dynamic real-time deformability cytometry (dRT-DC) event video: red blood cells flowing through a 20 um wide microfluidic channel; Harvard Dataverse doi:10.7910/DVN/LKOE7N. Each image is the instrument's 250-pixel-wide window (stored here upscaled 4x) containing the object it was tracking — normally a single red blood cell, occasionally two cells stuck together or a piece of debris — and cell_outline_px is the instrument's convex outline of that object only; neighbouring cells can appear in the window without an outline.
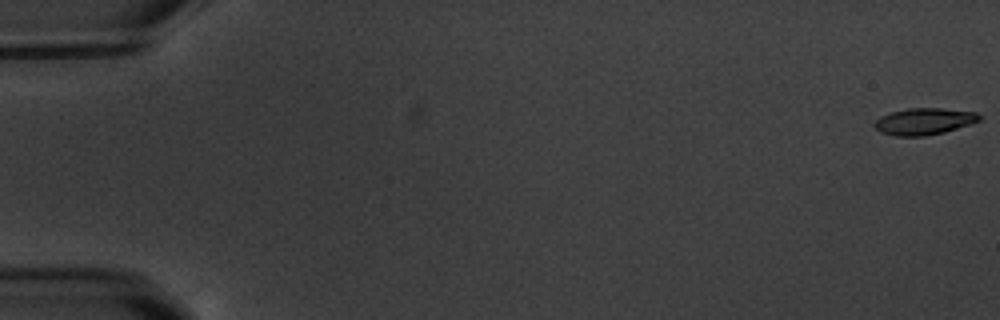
{"species": "common noctule bat (a hibernating species)", "species_latin": "Nyctalus noctula", "temperature_condition": "warm", "stored_images_in_passage": 6, "camera_frame_rate_fps": 3000, "um_per_image_px": 0.085, "animal": {"sex": "male", "body_mass_g": 20.1, "forearm_length_mm": 53.5}, "frame": {"image": 1, "passage_image": 1, "time_ms": 0.0, "image_size_px": [1000, 320], "cell_outline_px": [[980, 120], [944, 132], [924, 136], [896, 136], [880, 132], [872, 124], [880, 116], [892, 112], [908, 108], [940, 108], [976, 112], [980, 116]], "centroid_in_image_um": [78.5, 10.31], "position_along_channel_um": 6.5, "area_um2": 16.13}}
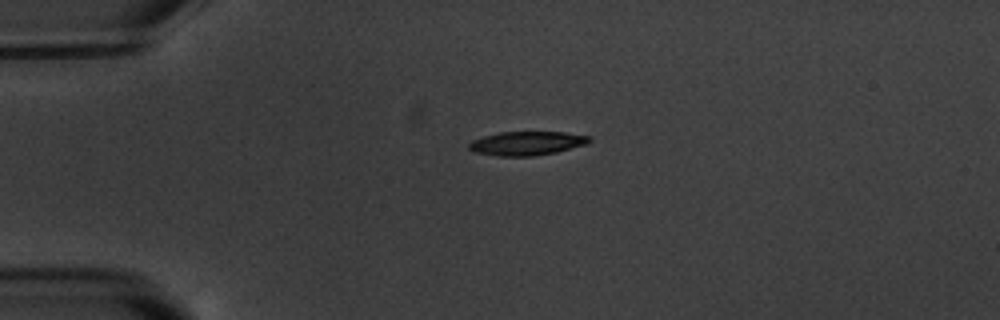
{"frame": {"image": 2, "passage_image": 5, "time_ms": 4.667, "image_size_px": [1000, 320], "cell_outline_px": [[592, 140], [588, 144], [556, 152], [532, 156], [496, 156], [476, 152], [468, 148], [468, 144], [472, 140], [484, 136], [500, 132], [564, 132], [592, 136]], "centroid_in_image_um": [44.82, 12.18], "position_along_channel_um": 40.2, "area_um2": 16.82}}